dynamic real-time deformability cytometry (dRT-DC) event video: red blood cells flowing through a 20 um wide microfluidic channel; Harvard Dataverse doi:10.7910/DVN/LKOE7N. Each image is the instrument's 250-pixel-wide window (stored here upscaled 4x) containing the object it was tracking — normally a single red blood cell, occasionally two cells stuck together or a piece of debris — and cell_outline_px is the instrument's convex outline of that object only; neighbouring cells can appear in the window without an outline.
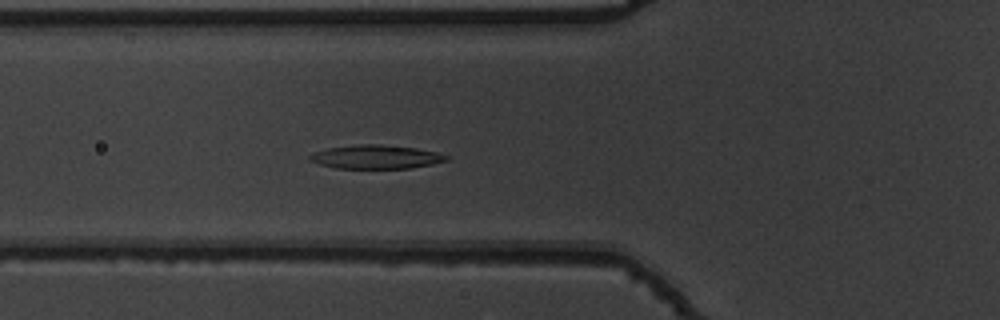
{"species": "common noctule bat (a hibernating species)", "species_latin": "Nyctalus noctula", "temperature_condition": "warm", "stored_images_in_passage": 48, "camera_frame_rate_fps": 3000, "um_per_image_px": 0.085, "animal": {"sex": "male", "body_mass_g": 19.5, "forearm_length_mm": 54.6}, "frame": {"image": 1, "passage_image": 14, "time_ms": 4.333, "image_size_px": [1000, 320], "cell_outline_px": [[448, 160], [432, 164], [412, 168], [336, 168], [320, 164], [308, 160], [308, 156], [316, 152], [328, 148], [356, 144], [380, 144], [416, 148], [436, 152], [448, 156]], "centroid_in_image_um": [31.95, 13.33], "position_along_channel_um": 93.8, "area_um2": 18.79}}
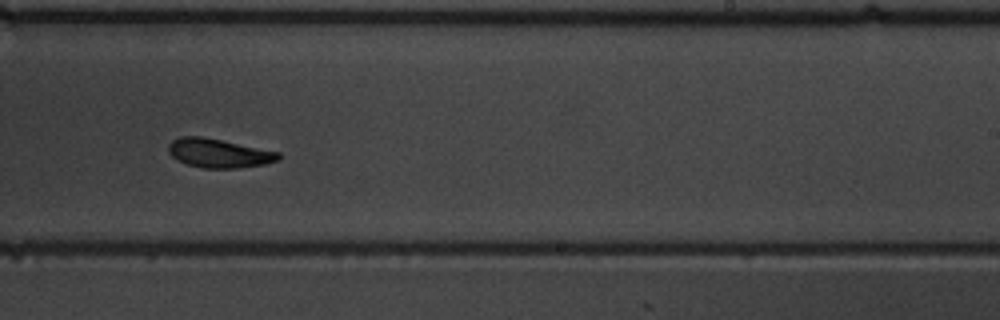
{"frame": {"image": 2, "passage_image": 28, "time_ms": 9.0, "image_size_px": [1000, 320], "cell_outline_px": [[280, 160], [264, 164], [236, 168], [200, 168], [176, 160], [168, 152], [168, 144], [172, 140], [180, 136], [200, 136], [280, 152]], "centroid_in_image_um": [18.57, 13.02], "position_along_channel_um": 270.4, "area_um2": 18.5}}
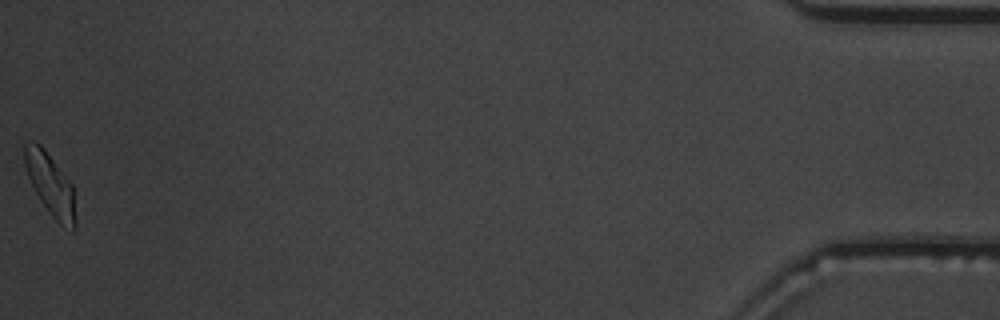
{"frame": {"image": 3, "passage_image": 48, "time_ms": 15.667, "image_size_px": [1000, 320], "cell_outline_px": [[76, 228], [72, 232], [60, 224], [48, 212], [40, 200], [28, 176], [24, 164], [24, 144], [28, 140], [32, 140], [40, 144], [44, 148], [72, 184], [76, 216]], "centroid_in_image_um": [4.29, 15.69], "position_along_channel_um": 430.9, "area_um2": 18.5}, "authors_computed_cell_mechanics": {"area_um2": 18.6405, "velocity_mm_per_s": 3.7858, "shape_relaxation_time_tau1_ms": 2.9565, "shape_relaxation_time_tau2_ms": 2.8538, "deformation_change_tau1": 0.1679, "deformation_change_tau2": 0.0872}}